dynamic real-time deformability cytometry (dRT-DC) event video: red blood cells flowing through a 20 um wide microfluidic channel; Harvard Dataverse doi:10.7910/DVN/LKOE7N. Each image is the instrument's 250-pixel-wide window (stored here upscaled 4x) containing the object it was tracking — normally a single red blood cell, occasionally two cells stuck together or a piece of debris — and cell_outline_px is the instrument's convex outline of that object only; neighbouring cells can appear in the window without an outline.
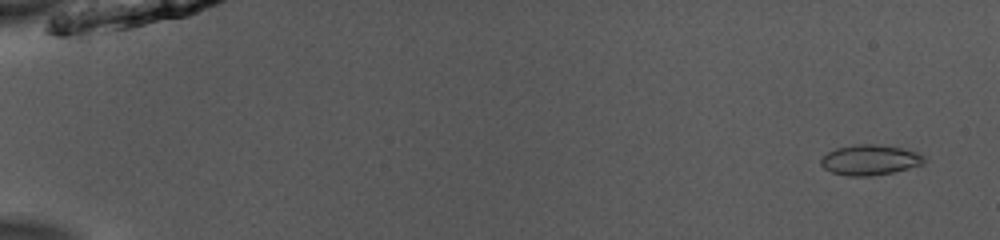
{"species": "common noctule bat (a hibernating species)", "species_latin": "Nyctalus noctula", "temperature_condition": "room temperature", "stored_images_in_passage": 53, "segment_of_instrument_passage": [1, 2], "camera_frame_rate_fps": 3000, "um_per_image_px": 0.085, "animal": {"sex": "male", "body_mass_g": 13.0, "forearm_length_mm": 53.1}, "frame": {"image": 1, "passage_image": 3, "time_ms": 0.667, "image_size_px": [1000, 240], "cell_outline_px": [[924, 164], [892, 172], [868, 176], [848, 176], [832, 172], [824, 168], [820, 164], [820, 160], [828, 152], [836, 148], [852, 144], [876, 144], [900, 148], [920, 152], [924, 156]], "centroid_in_image_um": [73.94, 13.58], "position_along_channel_um": 11.1, "area_um2": 18.21}}
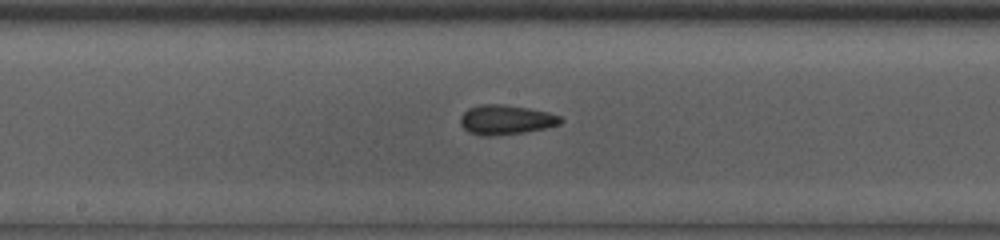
{"frame": {"image": 2, "passage_image": 29, "time_ms": 9.333, "image_size_px": [1000, 240], "cell_outline_px": [[564, 120], [560, 124], [548, 128], [524, 132], [492, 136], [484, 136], [468, 132], [460, 124], [460, 116], [468, 108], [480, 104], [504, 104], [528, 108], [548, 112], [560, 116]], "centroid_in_image_um": [43.0, 10.18], "position_along_channel_um": 205.2, "area_um2": 17.46}}
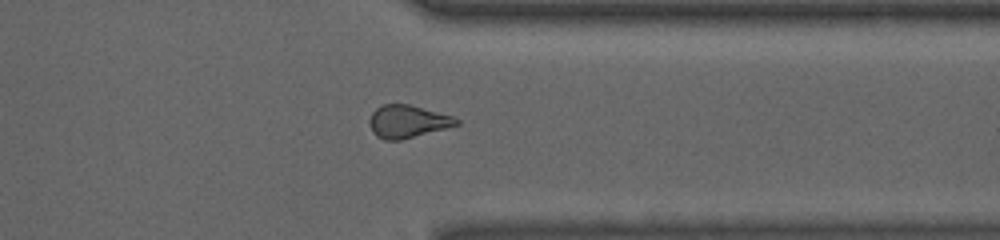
{"frame": {"image": 3, "passage_image": 42, "time_ms": 13.667, "image_size_px": [1000, 240], "cell_outline_px": [[460, 124], [400, 140], [384, 140], [376, 136], [372, 132], [368, 120], [372, 112], [376, 108], [384, 104], [408, 104], [452, 116], [460, 120]], "centroid_in_image_um": [34.6, 10.33], "position_along_channel_um": 376.8, "area_um2": 16.42}}